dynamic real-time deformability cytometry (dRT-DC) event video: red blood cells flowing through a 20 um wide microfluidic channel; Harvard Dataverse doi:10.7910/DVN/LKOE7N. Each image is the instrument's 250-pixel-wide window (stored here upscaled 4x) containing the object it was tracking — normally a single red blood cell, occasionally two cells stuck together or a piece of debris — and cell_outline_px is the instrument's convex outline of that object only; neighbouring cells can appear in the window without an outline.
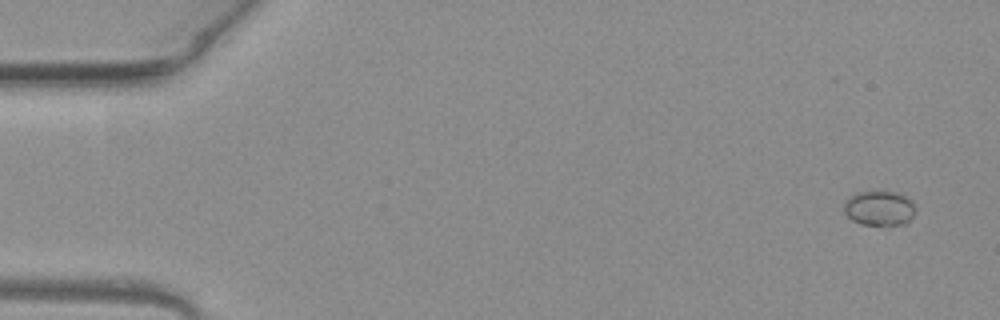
{"species": "common noctule bat (a hibernating species)", "species_latin": "Nyctalus noctula", "temperature_condition": "warm", "stored_images_in_passage": 47, "camera_frame_rate_fps": 3000, "um_per_image_px": 0.085, "animal": {"sex": "female", "body_mass_g": 19.3, "forearm_length_mm": 54.1}, "frame": {"image": 1, "passage_image": 1, "time_ms": 0.0, "image_size_px": [1000, 320], "cell_outline_px": [[916, 208], [908, 224], [860, 224], [852, 220], [844, 212], [844, 204], [852, 196], [860, 192], [896, 192], [904, 196]], "centroid_in_image_um": [74.75, 17.71], "position_along_channel_um": 10.3, "area_um2": 14.05}}
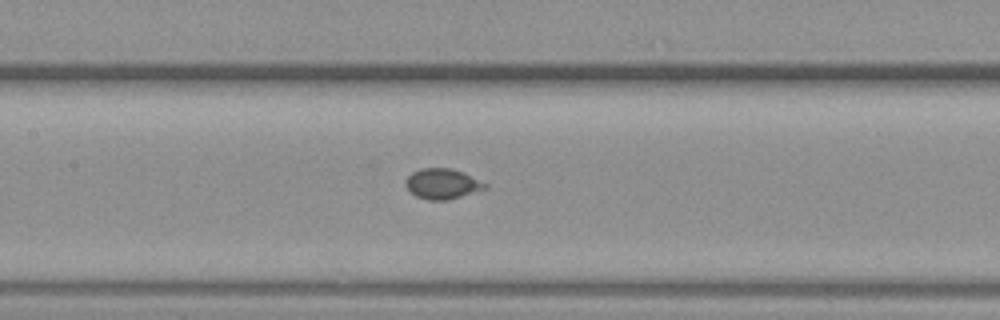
{"frame": {"image": 2, "passage_image": 23, "time_ms": 7.333, "image_size_px": [1000, 320], "cell_outline_px": [[488, 188], [460, 196], [444, 200], [428, 200], [416, 196], [404, 184], [404, 180], [412, 172], [420, 168], [452, 168], [464, 172], [488, 184]], "centroid_in_image_um": [37.6, 15.6], "position_along_channel_um": 169.8, "area_um2": 14.05}}
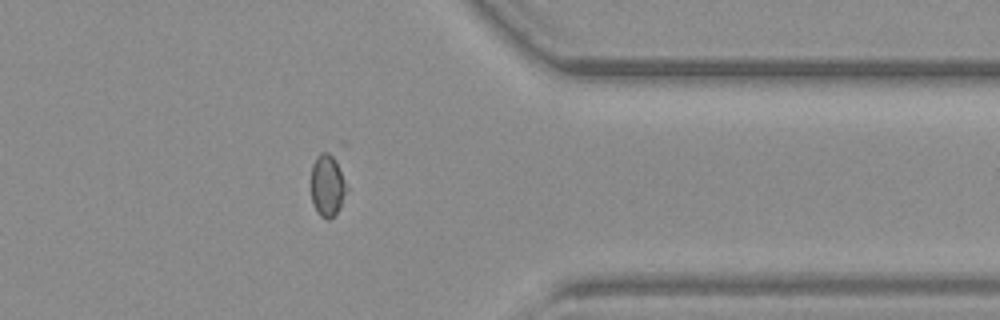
{"frame": {"image": 3, "passage_image": 40, "time_ms": 13.0, "image_size_px": [1000, 320], "cell_outline_px": [[348, 188], [340, 208], [328, 220], [320, 216], [312, 204], [312, 164], [316, 156], [320, 152], [336, 152]], "centroid_in_image_um": [27.86, 15.68], "position_along_channel_um": 383.5, "area_um2": 13.35}, "authors_computed_cell_mechanics": {"area_um2": 13.7564, "velocity_mm_per_s": 4.0011, "shape_relaxation_time_tau1_ms": 2.8286, "shape_relaxation_time_tau2_ms": null, "deformation_change_tau1": 0.0663, "deformation_change_tau2": null}}